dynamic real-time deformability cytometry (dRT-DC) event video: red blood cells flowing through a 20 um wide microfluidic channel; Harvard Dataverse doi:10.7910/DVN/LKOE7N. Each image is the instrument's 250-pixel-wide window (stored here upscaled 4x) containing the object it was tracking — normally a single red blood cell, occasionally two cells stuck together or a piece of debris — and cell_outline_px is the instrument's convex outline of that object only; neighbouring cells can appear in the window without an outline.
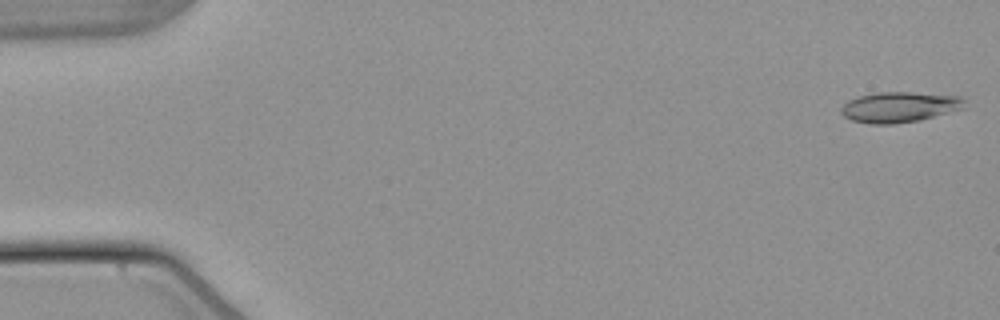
{"species": "common noctule bat (a hibernating species)", "species_latin": "Nyctalus noctula", "temperature_condition": "warm", "stored_images_in_passage": 53, "camera_frame_rate_fps": 3000, "um_per_image_px": 0.085, "animal": {"sex": "male", "body_mass_g": 21.5, "forearm_length_mm": 52.0}, "frame": {"image": 1, "passage_image": 1, "time_ms": 0.0, "image_size_px": [1000, 320], "cell_outline_px": [[964, 108], [920, 120], [896, 124], [872, 124], [852, 120], [844, 116], [840, 112], [840, 108], [848, 100], [860, 96], [880, 92], [912, 92], [964, 96]], "centroid_in_image_um": [76.46, 9.1], "position_along_channel_um": 8.5, "area_um2": 21.96}}
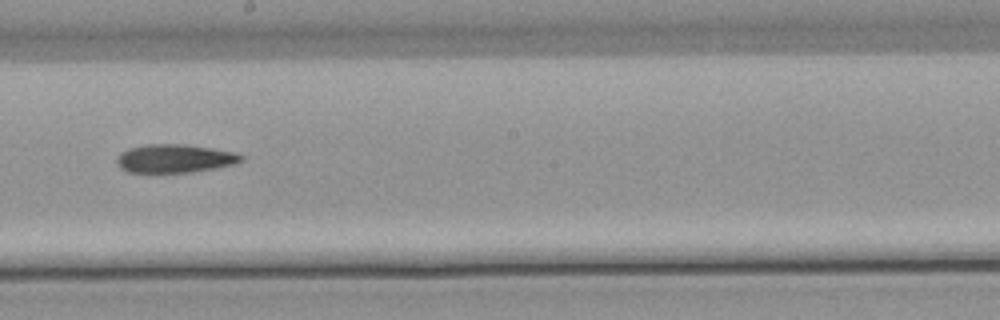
{"frame": {"image": 2, "passage_image": 30, "time_ms": 9.667, "image_size_px": [1000, 320], "cell_outline_px": [[244, 160], [232, 164], [216, 168], [192, 172], [128, 172], [120, 168], [116, 164], [116, 156], [120, 152], [128, 148], [148, 144], [184, 144], [212, 148], [236, 152], [244, 156]], "centroid_in_image_um": [14.83, 13.47], "position_along_channel_um": 233.4, "area_um2": 20.75}}
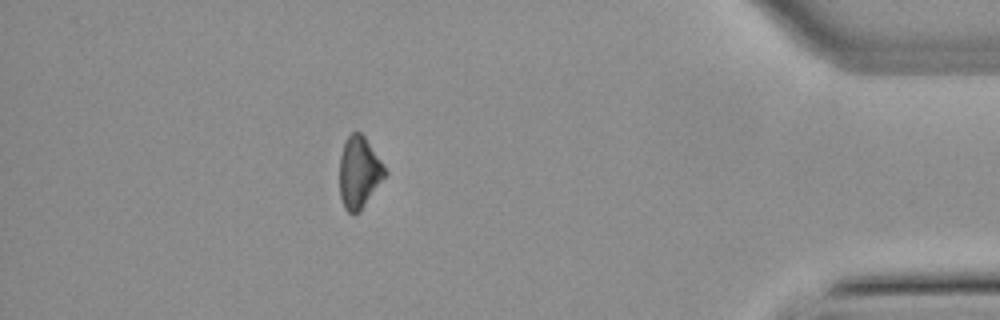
{"frame": {"image": 3, "passage_image": 47, "time_ms": 15.333, "image_size_px": [1000, 320], "cell_outline_px": [[388, 172], [360, 212], [352, 216], [344, 208], [340, 196], [340, 156], [344, 140], [352, 132], [360, 132], [364, 136]], "centroid_in_image_um": [30.5, 14.68], "position_along_channel_um": 404.7, "area_um2": 18.96}}